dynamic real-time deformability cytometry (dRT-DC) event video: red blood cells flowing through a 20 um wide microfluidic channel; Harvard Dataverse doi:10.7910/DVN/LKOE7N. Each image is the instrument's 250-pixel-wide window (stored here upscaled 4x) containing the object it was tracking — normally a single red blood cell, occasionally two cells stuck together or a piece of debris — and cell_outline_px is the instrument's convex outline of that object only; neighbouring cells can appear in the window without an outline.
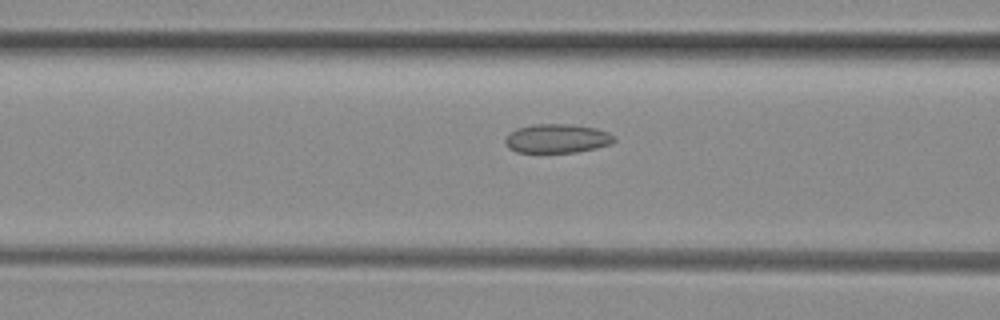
{"species": "common noctule bat (a hibernating species)", "species_latin": "Nyctalus noctula", "temperature_condition": "room temperature", "stored_images_in_passage": 18, "camera_frame_rate_fps": 3000, "um_per_image_px": 0.085, "animal": {"sex": "female", "body_mass_g": 29.2, "forearm_length_mm": 56.3}, "frame": {"image": 1, "passage_image": 16, "time_ms": 5.0, "image_size_px": [1000, 320], "cell_outline_px": [[616, 140], [612, 144], [596, 148], [576, 152], [516, 152], [508, 148], [504, 140], [516, 128], [536, 124], [568, 124], [596, 128], [608, 132], [616, 136]], "centroid_in_image_um": [47.39, 11.77], "position_along_channel_um": 119.2, "area_um2": 18.38}}